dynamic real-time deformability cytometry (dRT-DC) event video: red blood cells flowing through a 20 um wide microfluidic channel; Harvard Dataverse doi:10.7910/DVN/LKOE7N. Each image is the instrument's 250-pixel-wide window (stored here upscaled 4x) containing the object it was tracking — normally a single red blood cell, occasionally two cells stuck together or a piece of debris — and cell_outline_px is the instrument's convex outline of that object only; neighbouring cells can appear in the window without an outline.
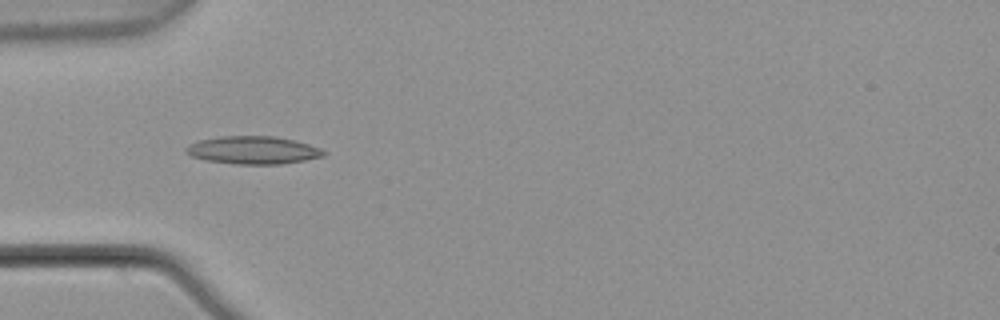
{"species": "common noctule bat (a hibernating species)", "species_latin": "Nyctalus noctula", "temperature_condition": "warm", "stored_images_in_passage": 7, "camera_frame_rate_fps": 3000, "um_per_image_px": 0.085, "animal": {"sex": "male", "body_mass_g": 21.5, "forearm_length_mm": 52.0}, "frame": {"image": 1, "passage_image": 5, "time_ms": 1.333, "image_size_px": [1000, 320], "cell_outline_px": [[324, 156], [304, 160], [280, 164], [236, 164], [208, 160], [192, 156], [184, 148], [200, 140], [220, 136], [276, 136], [308, 144], [320, 148], [324, 152]], "centroid_in_image_um": [21.53, 12.76], "position_along_channel_um": 63.5, "area_um2": 21.91}}
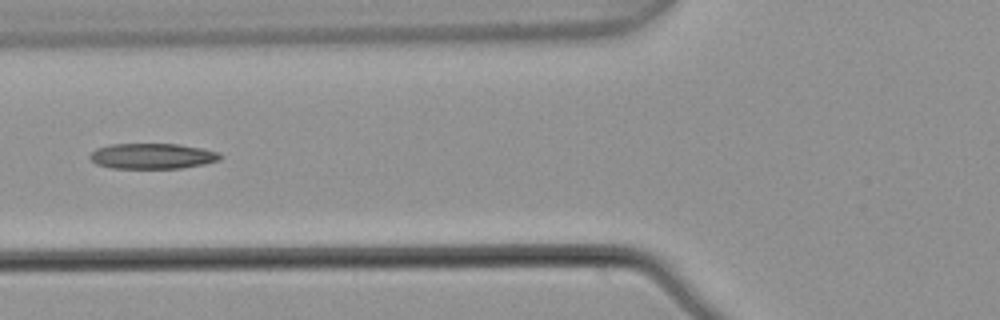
{"frame": {"image": 2, "passage_image": 6, "time_ms": 1.667, "image_size_px": [1000, 320], "cell_outline_px": [[224, 156], [220, 160], [204, 164], [180, 168], [112, 168], [96, 164], [88, 156], [96, 148], [112, 144], [180, 144], [200, 148], [216, 152]], "centroid_in_image_um": [12.94, 13.27], "position_along_channel_um": 112.9, "area_um2": 19.31}}
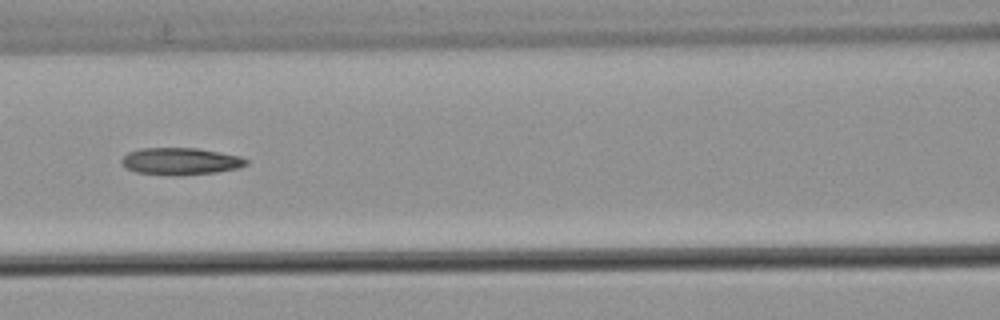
{"frame": {"image": 3, "passage_image": 7, "time_ms": 2.0, "image_size_px": [1000, 320], "cell_outline_px": [[248, 164], [240, 168], [216, 172], [176, 176], [136, 172], [128, 168], [120, 160], [128, 152], [140, 148], [196, 148], [220, 152], [240, 156], [248, 160]], "centroid_in_image_um": [15.38, 13.71], "position_along_channel_um": 151.2, "area_um2": 19.65}}